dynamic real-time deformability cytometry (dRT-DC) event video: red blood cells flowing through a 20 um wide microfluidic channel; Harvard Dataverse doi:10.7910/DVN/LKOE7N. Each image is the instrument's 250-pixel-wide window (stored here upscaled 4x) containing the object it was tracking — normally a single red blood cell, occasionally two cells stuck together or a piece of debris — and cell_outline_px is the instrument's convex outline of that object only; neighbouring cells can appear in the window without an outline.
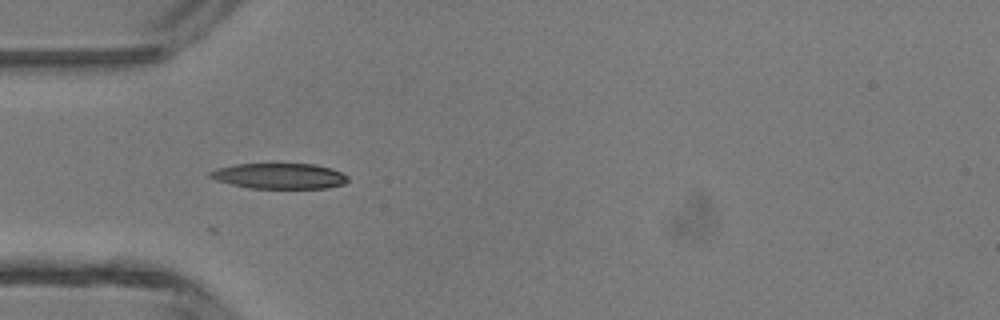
{"species": "common noctule bat (a hibernating species)", "species_latin": "Nyctalus noctula", "temperature_condition": "room temperature", "stored_images_in_passage": 16, "camera_frame_rate_fps": 3000, "um_per_image_px": 0.085, "animal": {"sex": "male", "body_mass_g": 13.3}, "frame": {"image": 1, "passage_image": 4, "time_ms": 1.0, "image_size_px": [1000, 320], "cell_outline_px": [[348, 180], [344, 184], [328, 188], [252, 188], [232, 184], [216, 180], [208, 176], [208, 172], [216, 168], [236, 164], [312, 164], [332, 168], [348, 176]], "centroid_in_image_um": [23.75, 14.96], "position_along_channel_um": 61.3, "area_um2": 20.46}}
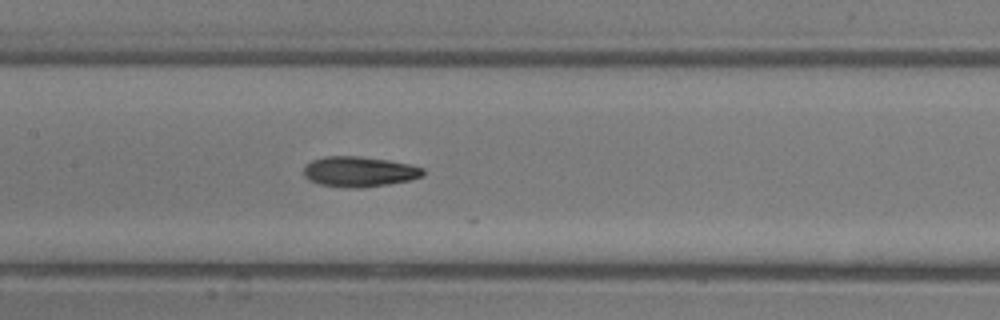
{"frame": {"image": 2, "passage_image": 12, "time_ms": 3.667, "image_size_px": [1000, 320], "cell_outline_px": [[424, 176], [412, 180], [364, 188], [344, 188], [320, 184], [308, 180], [304, 176], [304, 164], [312, 160], [324, 156], [360, 156], [388, 160], [408, 164], [424, 168]], "centroid_in_image_um": [30.52, 14.6], "position_along_channel_um": 176.9, "area_um2": 21.39}}
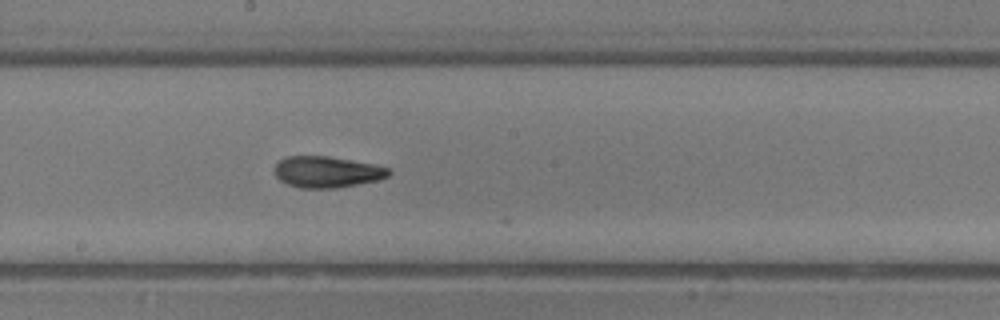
{"frame": {"image": 3, "passage_image": 15, "time_ms": 4.667, "image_size_px": [1000, 320], "cell_outline_px": [[392, 172], [388, 176], [376, 180], [336, 188], [300, 188], [288, 184], [280, 180], [276, 176], [276, 164], [280, 160], [288, 156], [328, 156], [376, 164], [392, 168]], "centroid_in_image_um": [27.83, 14.61], "position_along_channel_um": 220.4, "area_um2": 20.75}}